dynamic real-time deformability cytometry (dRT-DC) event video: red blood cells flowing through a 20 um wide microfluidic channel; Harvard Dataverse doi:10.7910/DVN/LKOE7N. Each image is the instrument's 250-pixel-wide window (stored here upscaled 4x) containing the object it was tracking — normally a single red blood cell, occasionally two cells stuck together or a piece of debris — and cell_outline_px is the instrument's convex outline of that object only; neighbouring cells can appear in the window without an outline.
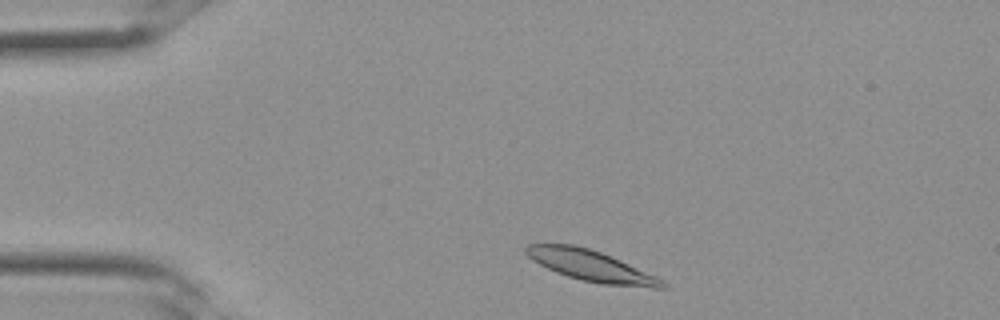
{"species": "Egyptian fruit bat (a non-hibernating species)", "species_latin": "Rousettus aegyptiacus", "temperature_condition": "room temperature", "stored_images_in_passage": 29, "camera_frame_rate_fps": 3000, "um_per_image_px": 0.085, "frame": {"image": 1, "passage_image": 2, "time_ms": 0.333, "image_size_px": [1000, 320], "cell_outline_px": [[668, 288], [652, 288], [600, 284], [568, 276], [556, 272], [532, 260], [524, 252], [524, 248], [528, 244], [572, 244], [588, 248], [600, 252], [620, 260], [656, 276], [664, 280], [668, 284]], "centroid_in_image_um": [50.26, 22.6], "position_along_channel_um": 34.7, "area_um2": 24.45}}
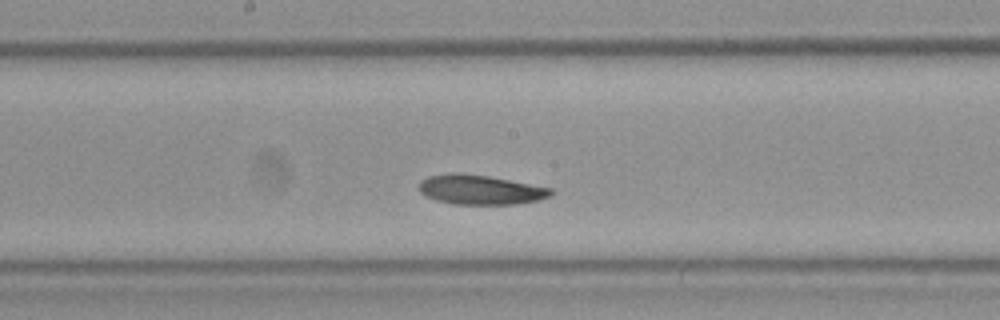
{"frame": {"image": 2, "passage_image": 13, "time_ms": 4.0, "image_size_px": [1000, 320], "cell_outline_px": [[556, 192], [552, 196], [540, 200], [512, 204], [452, 204], [436, 200], [424, 196], [420, 192], [416, 184], [420, 180], [428, 176], [452, 172], [460, 172], [488, 176], [552, 188]], "centroid_in_image_um": [40.8, 16.12], "position_along_channel_um": 207.4, "area_um2": 23.12}}
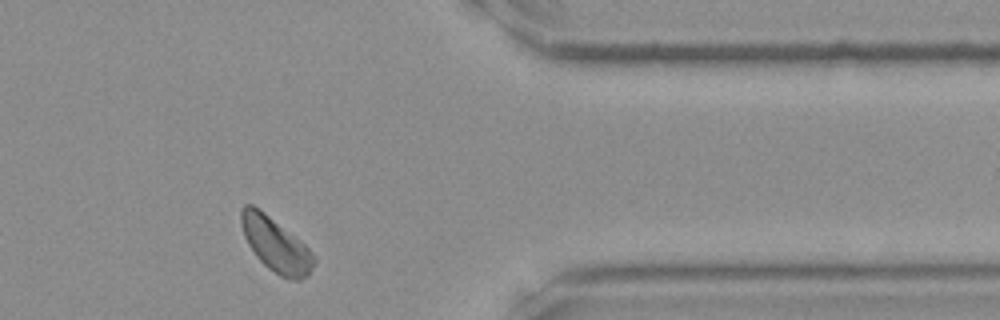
{"frame": {"image": 3, "passage_image": 23, "time_ms": 7.333, "image_size_px": [1000, 320], "cell_outline_px": [[316, 264], [308, 276], [300, 280], [288, 280], [280, 276], [268, 268], [256, 256], [248, 244], [244, 236], [240, 224], [240, 208], [244, 204], [252, 204], [264, 212], [304, 244], [316, 256]], "centroid_in_image_um": [23.44, 20.82], "position_along_channel_um": 388.0, "area_um2": 23.0}}